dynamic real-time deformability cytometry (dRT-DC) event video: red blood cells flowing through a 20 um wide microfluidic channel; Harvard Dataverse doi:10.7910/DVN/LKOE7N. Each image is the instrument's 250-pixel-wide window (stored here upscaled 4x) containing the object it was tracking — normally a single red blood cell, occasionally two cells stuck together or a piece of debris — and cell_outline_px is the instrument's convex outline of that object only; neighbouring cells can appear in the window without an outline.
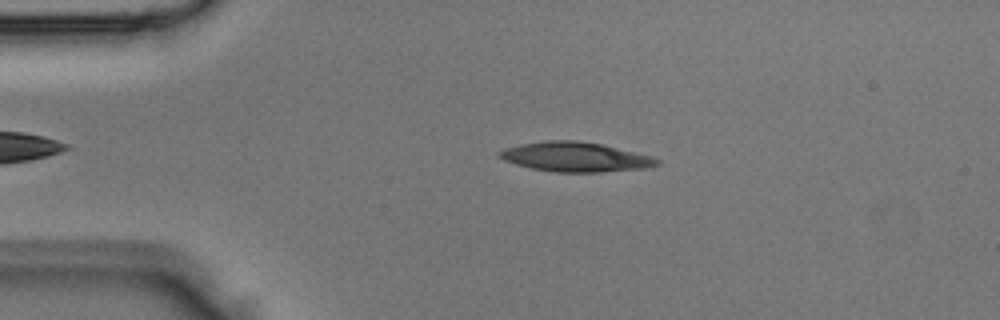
{"species": "Egyptian fruit bat (a non-hibernating species)", "species_latin": "Rousettus aegyptiacus", "temperature_condition": "room temperature", "stored_images_in_passage": 4, "camera_frame_rate_fps": 3000, "um_per_image_px": 0.085, "animal": {"sex": "male"}, "frame": {"image": 1, "passage_image": 2, "time_ms": 0.333, "image_size_px": [1000, 320], "cell_outline_px": [[660, 164], [648, 168], [600, 172], [556, 172], [532, 168], [516, 164], [504, 160], [496, 156], [496, 152], [504, 148], [520, 144], [544, 140], [576, 140], [604, 144], [652, 156], [660, 160]], "centroid_in_image_um": [48.91, 13.33], "position_along_channel_um": 36.1, "area_um2": 27.46}}
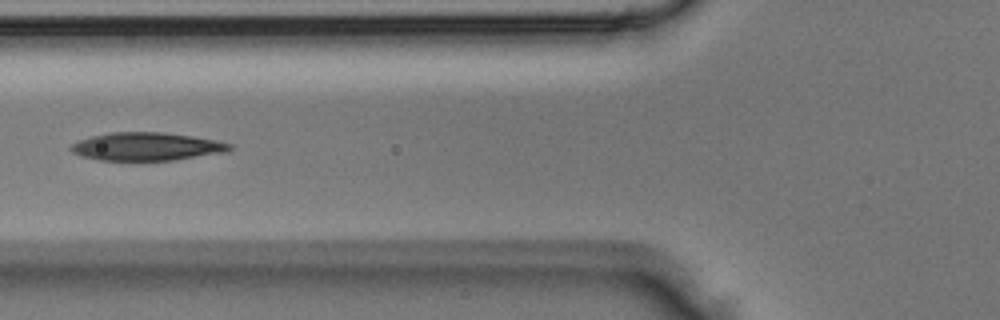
{"frame": {"image": 2, "passage_image": 4, "time_ms": 1.0, "image_size_px": [1000, 320], "cell_outline_px": [[232, 148], [228, 152], [172, 160], [100, 160], [80, 156], [72, 152], [68, 148], [72, 144], [80, 140], [92, 136], [112, 132], [160, 132], [192, 136], [216, 140], [232, 144]], "centroid_in_image_um": [12.47, 12.46], "position_along_channel_um": 113.3, "area_um2": 25.89}}